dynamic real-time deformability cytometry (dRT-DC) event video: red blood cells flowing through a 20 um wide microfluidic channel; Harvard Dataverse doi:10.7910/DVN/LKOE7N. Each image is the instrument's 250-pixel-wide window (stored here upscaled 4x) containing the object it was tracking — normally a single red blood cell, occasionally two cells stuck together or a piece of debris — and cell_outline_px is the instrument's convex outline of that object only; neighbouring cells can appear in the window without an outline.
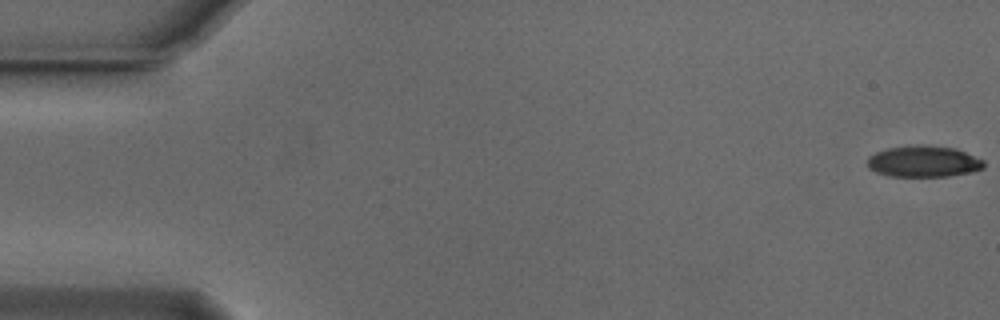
{"species": "Egyptian fruit bat (a non-hibernating species)", "species_latin": "Rousettus aegyptiacus", "temperature_condition": "cold", "stored_images_in_passage": 54, "camera_frame_rate_fps": 3000, "um_per_image_px": 0.085, "animal": {"sex": "male"}, "frame": {"image": 1, "passage_image": 1, "time_ms": 0.0, "image_size_px": [1000, 320], "cell_outline_px": [[984, 168], [968, 172], [948, 176], [892, 176], [876, 172], [868, 168], [868, 156], [876, 152], [888, 148], [916, 144], [920, 144], [956, 148], [984, 160]], "centroid_in_image_um": [78.49, 13.71], "position_along_channel_um": 6.5, "area_um2": 21.21}}
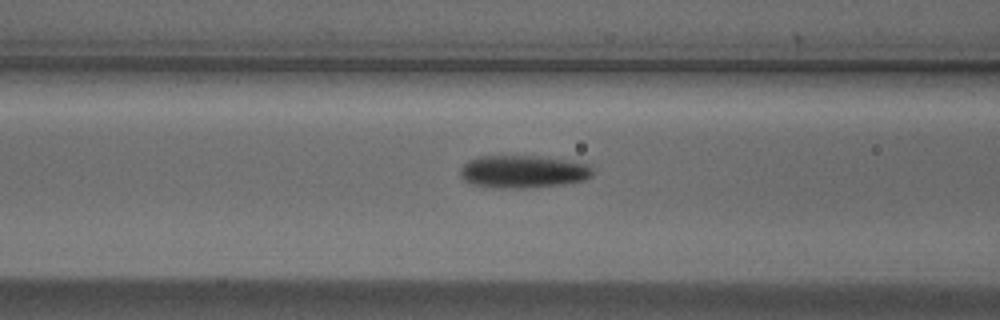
{"frame": {"image": 2, "passage_image": 22, "time_ms": 7.0, "image_size_px": [1000, 320], "cell_outline_px": [[592, 176], [584, 180], [564, 184], [524, 188], [492, 188], [472, 184], [464, 180], [460, 176], [460, 168], [468, 160], [480, 156], [536, 156], [564, 160], [588, 164], [592, 168]], "centroid_in_image_um": [44.42, 14.6], "position_along_channel_um": 122.2, "area_um2": 25.2}}
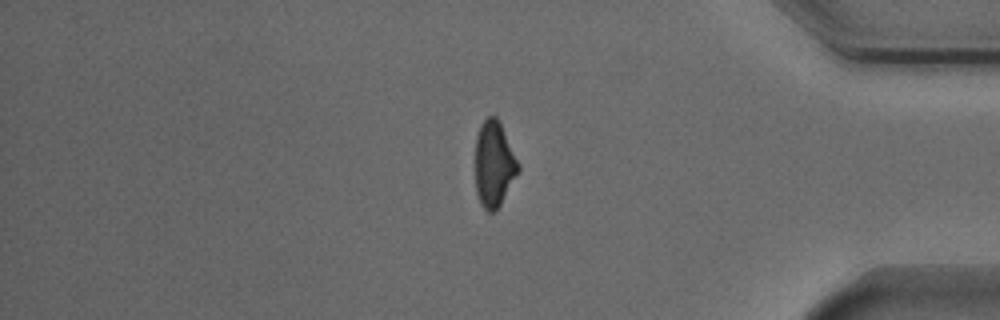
{"frame": {"image": 3, "passage_image": 46, "time_ms": 15.0, "image_size_px": [1000, 320], "cell_outline_px": [[520, 168], [500, 204], [492, 212], [488, 212], [480, 204], [476, 192], [476, 136], [480, 124], [488, 116], [496, 116], [500, 120], [520, 164]], "centroid_in_image_um": [41.99, 13.89], "position_along_channel_um": 393.2, "area_um2": 21.44}, "authors_computed_cell_mechanics": {"area_um2": 22.5131, "velocity_mm_per_s": 3.7524, "shape_relaxation_time_tau1_ms": 3.8063, "shape_relaxation_time_tau2_ms": 6.2298, "deformation_change_tau1": 0.1384, "deformation_change_tau2": 0.1465}}